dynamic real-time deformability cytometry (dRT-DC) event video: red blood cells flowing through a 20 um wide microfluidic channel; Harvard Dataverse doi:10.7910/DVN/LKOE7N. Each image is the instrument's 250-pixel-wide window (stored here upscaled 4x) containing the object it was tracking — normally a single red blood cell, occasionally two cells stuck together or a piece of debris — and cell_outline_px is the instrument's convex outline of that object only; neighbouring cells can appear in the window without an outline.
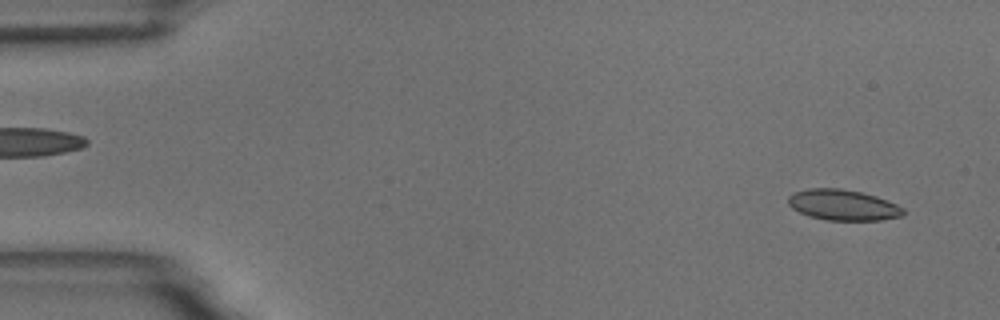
{"species": "common noctule bat (a hibernating species)", "species_latin": "Nyctalus noctula", "temperature_condition": "room temperature", "stored_images_in_passage": 54, "camera_frame_rate_fps": 3000, "um_per_image_px": 0.085, "animal": {"sex": "male", "body_mass_g": 18.8}, "frame": {"image": 1, "passage_image": 3, "time_ms": 0.667, "image_size_px": [1000, 320], "cell_outline_px": [[904, 216], [880, 220], [824, 220], [808, 216], [792, 208], [788, 204], [788, 196], [792, 192], [808, 188], [840, 188], [860, 192], [876, 196], [896, 204], [904, 208]], "centroid_in_image_um": [71.63, 17.42], "position_along_channel_um": 13.4, "area_um2": 20.75}}
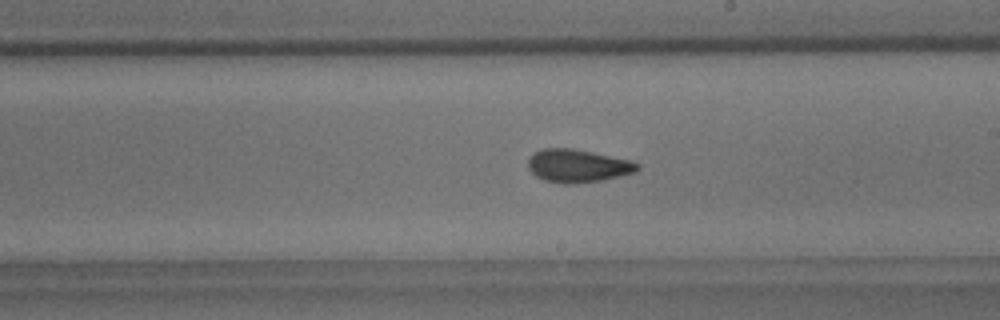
{"frame": {"image": 2, "passage_image": 31, "time_ms": 10.0, "image_size_px": [1000, 320], "cell_outline_px": [[640, 168], [636, 172], [604, 180], [572, 184], [564, 184], [544, 180], [536, 176], [528, 168], [528, 160], [532, 152], [544, 148], [572, 148], [592, 152], [628, 160], [640, 164]], "centroid_in_image_um": [49.09, 14.1], "position_along_channel_um": 239.9, "area_um2": 21.1}}
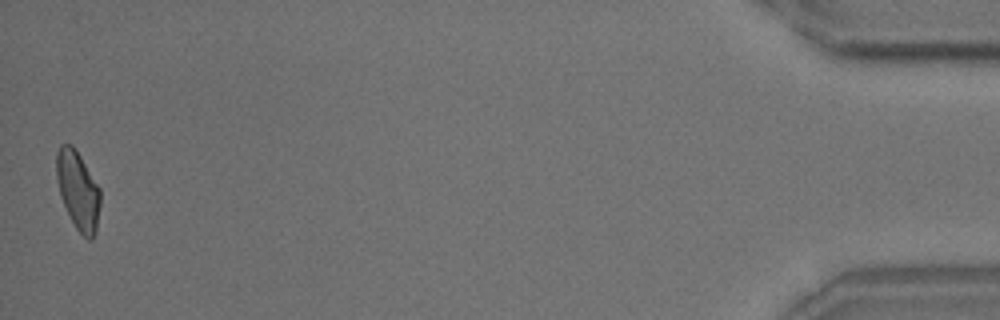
{"frame": {"image": 3, "passage_image": 54, "time_ms": 17.667, "image_size_px": [1000, 320], "cell_outline_px": [[100, 204], [96, 232], [92, 240], [88, 240], [76, 228], [60, 196], [56, 176], [56, 152], [60, 144], [72, 144], [80, 156], [100, 188]], "centroid_in_image_um": [6.63, 16.17], "position_along_channel_um": 428.6, "area_um2": 19.94}, "authors_computed_cell_mechanics": {"area_um2": 20.5479, "velocity_mm_per_s": 3.6693, "shape_relaxation_time_tau1_ms": 6.3108, "shape_relaxation_time_tau2_ms": 2.4763, "deformation_change_tau1": 0.1385, "deformation_change_tau2": 0.0827}}